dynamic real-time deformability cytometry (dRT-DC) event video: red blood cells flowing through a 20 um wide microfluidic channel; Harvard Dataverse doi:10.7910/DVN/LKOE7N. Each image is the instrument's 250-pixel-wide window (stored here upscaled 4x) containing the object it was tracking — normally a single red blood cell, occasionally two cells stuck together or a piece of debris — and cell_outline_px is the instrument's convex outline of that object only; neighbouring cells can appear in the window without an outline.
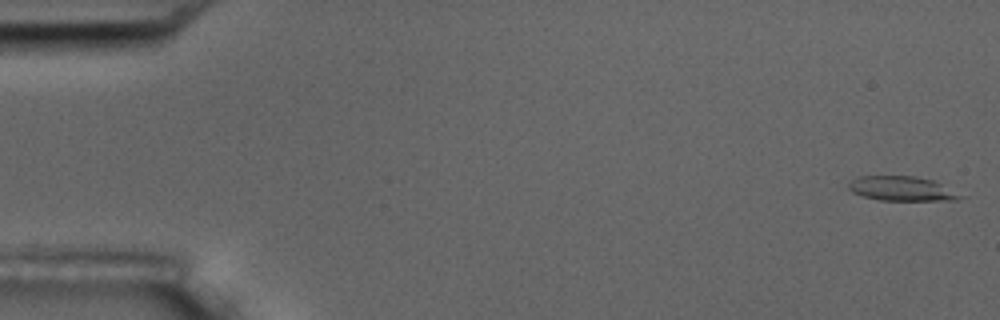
{"species": "common noctule bat (a hibernating species)", "species_latin": "Nyctalus noctula", "temperature_condition": "room temperature", "stored_images_in_passage": 17, "camera_frame_rate_fps": 3000, "um_per_image_px": 0.085, "animal": {"sex": "male", "body_mass_g": 17.5, "forearm_length_mm": 52.3}, "frame": {"image": 1, "passage_image": 1, "time_ms": 0.0, "image_size_px": [1000, 320], "cell_outline_px": [[964, 196], [956, 200], [880, 200], [864, 196], [852, 192], [848, 188], [848, 184], [852, 180], [860, 176], [916, 176], [932, 180]], "centroid_in_image_um": [76.62, 16.03], "position_along_channel_um": 8.4, "area_um2": 15.66}}
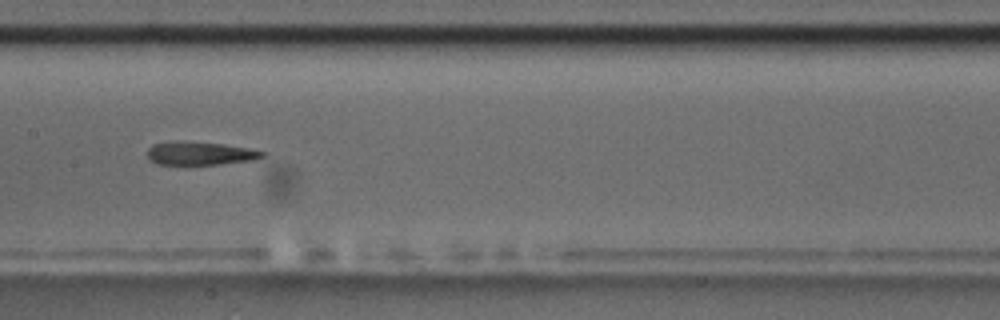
{"frame": {"image": 2, "passage_image": 9, "time_ms": 9.0, "image_size_px": [1000, 320], "cell_outline_px": [[268, 152], [264, 156], [256, 160], [220, 164], [156, 164], [148, 160], [148, 148], [152, 144], [224, 144], [248, 148]], "centroid_in_image_um": [17.11, 13.09], "position_along_channel_um": 190.3, "area_um2": 14.8}}
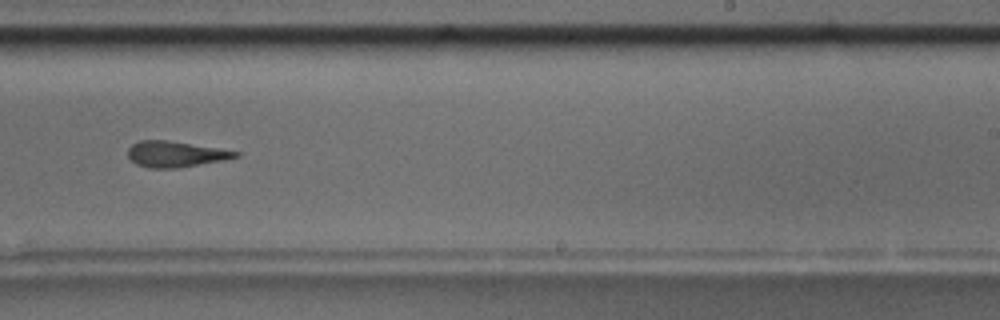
{"frame": {"image": 3, "passage_image": 11, "time_ms": 11.333, "image_size_px": [1000, 320], "cell_outline_px": [[240, 156], [224, 160], [176, 168], [148, 168], [136, 164], [128, 156], [128, 148], [132, 144], [140, 140], [168, 140], [240, 152]], "centroid_in_image_um": [14.89, 13.1], "position_along_channel_um": 274.1, "area_um2": 16.07}, "authors_computed_cell_mechanics": {"area_um2": 16.6464, "velocity_mm_per_s": 3.5924, "shape_relaxation_time_tau1_ms": null, "shape_relaxation_time_tau2_ms": 5.6064, "deformation_change_tau1": null, "deformation_change_tau2": 0.2042}}